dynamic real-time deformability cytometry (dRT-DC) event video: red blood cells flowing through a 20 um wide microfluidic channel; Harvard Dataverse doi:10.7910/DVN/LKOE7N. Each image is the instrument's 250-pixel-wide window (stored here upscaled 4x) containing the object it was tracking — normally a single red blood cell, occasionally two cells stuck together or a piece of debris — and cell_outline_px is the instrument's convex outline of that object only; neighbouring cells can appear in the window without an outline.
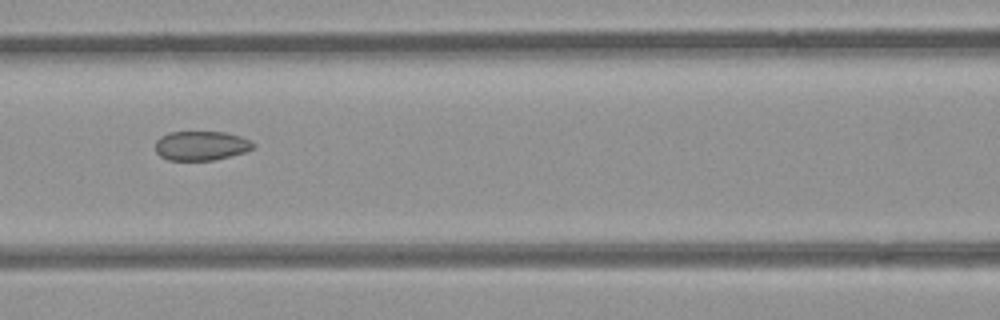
{"species": "common noctule bat (a hibernating species)", "species_latin": "Nyctalus noctula", "temperature_condition": "room temperature", "stored_images_in_passage": 8, "camera_frame_rate_fps": 3000, "um_per_image_px": 0.085, "animal": {"sex": "female", "body_mass_g": 21.9}, "frame": {"image": 1, "passage_image": 6, "time_ms": 6.333, "image_size_px": [1000, 320], "cell_outline_px": [[256, 148], [244, 152], [212, 160], [168, 160], [160, 156], [156, 152], [156, 140], [160, 136], [168, 132], [224, 132], [240, 136], [256, 144]], "centroid_in_image_um": [17.08, 12.38], "position_along_channel_um": 149.5, "area_um2": 16.7}}
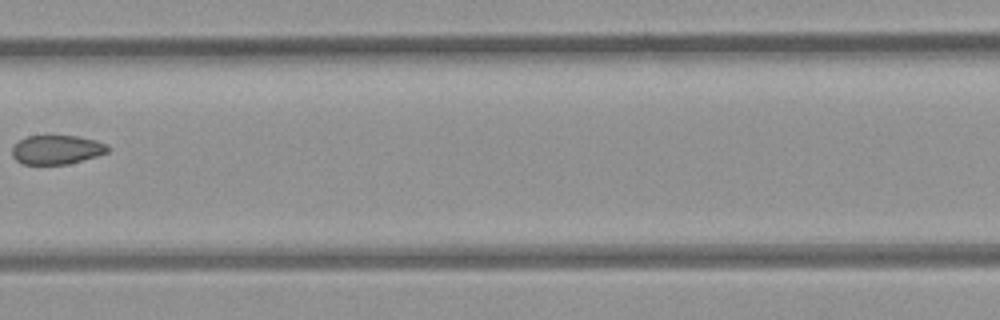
{"frame": {"image": 2, "passage_image": 7, "time_ms": 7.667, "image_size_px": [1000, 320], "cell_outline_px": [[112, 148], [108, 152], [96, 156], [68, 164], [20, 164], [12, 156], [12, 148], [20, 140], [28, 136], [76, 136], [96, 140], [108, 144]], "centroid_in_image_um": [4.85, 12.73], "position_along_channel_um": 202.6, "area_um2": 16.24}}
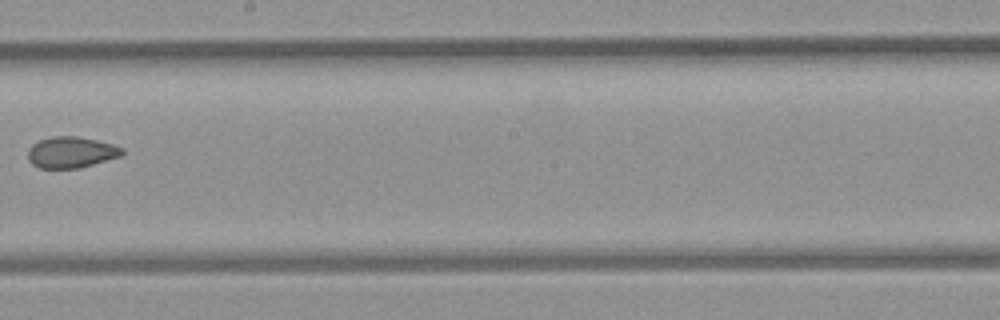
{"frame": {"image": 3, "passage_image": 8, "time_ms": 8.667, "image_size_px": [1000, 320], "cell_outline_px": [[124, 152], [120, 156], [80, 168], [40, 168], [32, 164], [28, 160], [28, 148], [32, 144], [40, 140], [52, 136], [76, 136], [96, 140], [112, 144], [124, 148]], "centroid_in_image_um": [6.03, 12.94], "position_along_channel_um": 242.2, "area_um2": 17.11}}